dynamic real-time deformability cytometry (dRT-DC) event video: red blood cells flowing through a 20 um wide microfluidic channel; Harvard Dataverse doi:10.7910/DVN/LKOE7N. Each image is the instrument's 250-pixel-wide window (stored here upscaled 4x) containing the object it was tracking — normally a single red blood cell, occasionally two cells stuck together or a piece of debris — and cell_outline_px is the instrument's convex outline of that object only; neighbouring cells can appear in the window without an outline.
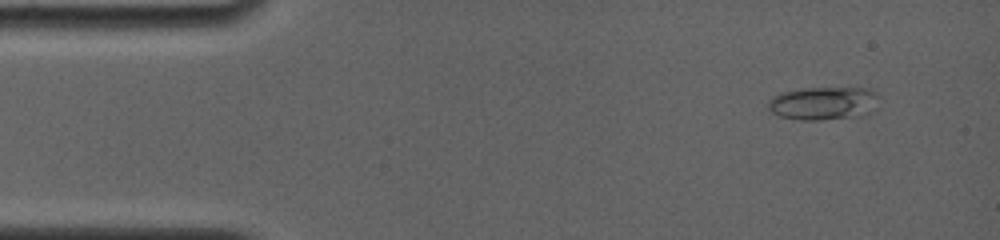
{"species": "common noctule bat (a hibernating species)", "species_latin": "Nyctalus noctula", "temperature_condition": "room temperature", "stored_images_in_passage": 8, "camera_frame_rate_fps": 4000, "um_per_image_px": 0.085, "animal": {"sex": "female", "body_mass_g": 19.0, "forearm_length_mm": 56.7}, "frame": {"image": 1, "passage_image": 1, "time_ms": 0.0, "image_size_px": [1000, 240], "cell_outline_px": [[880, 96], [860, 116], [820, 120], [800, 120], [780, 116], [772, 112], [768, 108], [768, 100], [772, 96], [780, 92], [808, 88], [872, 88]], "centroid_in_image_um": [69.9, 8.76], "position_along_channel_um": 15.1, "area_um2": 21.1}}
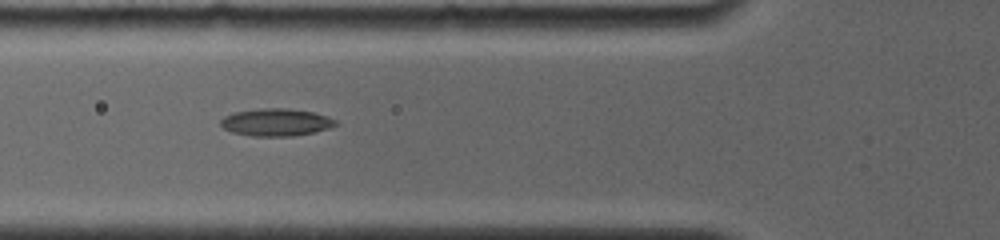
{"frame": {"image": 2, "passage_image": 6, "time_ms": 4.5, "image_size_px": [1000, 240], "cell_outline_px": [[340, 124], [316, 132], [292, 136], [252, 136], [232, 132], [224, 128], [220, 124], [220, 120], [224, 116], [232, 112], [264, 108], [288, 108], [312, 112], [328, 116], [336, 120]], "centroid_in_image_um": [23.48, 10.39], "position_along_channel_um": 102.3, "area_um2": 18.5}}
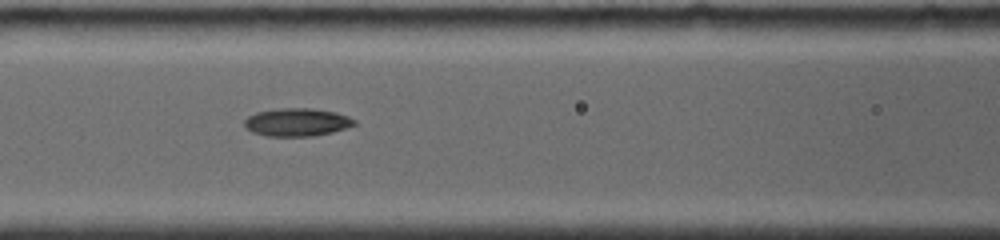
{"frame": {"image": 3, "passage_image": 7, "time_ms": 5.5, "image_size_px": [1000, 240], "cell_outline_px": [[356, 124], [332, 132], [312, 136], [268, 136], [252, 132], [244, 128], [244, 120], [248, 116], [256, 112], [276, 108], [312, 108], [336, 112], [348, 116], [356, 120]], "centroid_in_image_um": [25.21, 10.38], "position_along_channel_um": 141.4, "area_um2": 18.03}}